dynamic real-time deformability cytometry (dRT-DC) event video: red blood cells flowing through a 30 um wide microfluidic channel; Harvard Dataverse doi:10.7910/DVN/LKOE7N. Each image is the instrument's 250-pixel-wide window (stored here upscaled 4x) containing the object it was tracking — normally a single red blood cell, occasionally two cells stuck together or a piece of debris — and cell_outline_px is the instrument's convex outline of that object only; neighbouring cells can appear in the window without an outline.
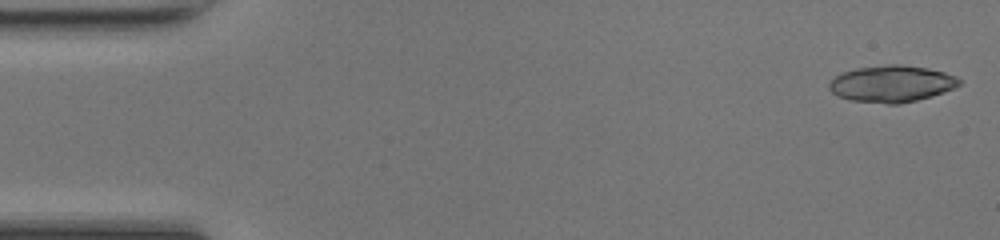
{"species": "common noctule bat (a hibernating species)", "species_latin": "Nyctalus noctula", "temperature_condition": "room temperature", "stored_images_in_passage": 47, "camera_frame_rate_fps": 3000, "um_per_image_px": 0.085, "animal": {"sex": "female", "body_mass_g": 17.0, "forearm_length_mm": 48.0}, "frame": {"image": 1, "passage_image": 1, "time_ms": 0.0, "image_size_px": [1000, 240], "cell_outline_px": [[960, 84], [952, 88], [916, 100], [896, 104], [888, 104], [852, 100], [840, 96], [832, 92], [828, 88], [828, 84], [836, 76], [844, 72], [856, 68], [888, 64], [900, 64], [928, 68], [944, 72], [956, 76], [960, 80]], "centroid_in_image_um": [75.77, 7.1], "position_along_channel_um": 9.2, "area_um2": 27.34}}
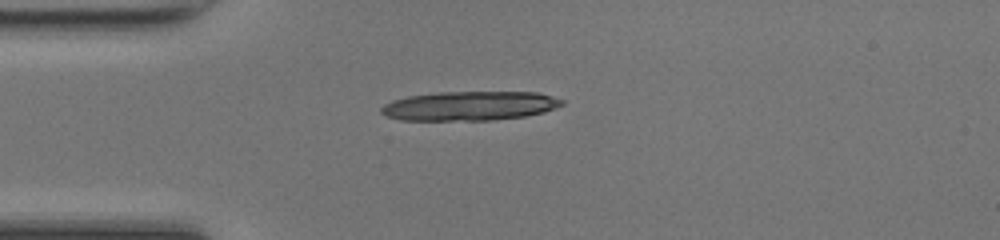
{"frame": {"image": 2, "passage_image": 12, "time_ms": 3.667, "image_size_px": [1000, 240], "cell_outline_px": [[564, 104], [556, 108], [544, 112], [524, 116], [492, 120], [400, 120], [388, 116], [380, 112], [380, 108], [384, 104], [392, 100], [408, 96], [436, 92], [536, 92], [552, 96], [564, 100]], "centroid_in_image_um": [39.92, 9.0], "position_along_channel_um": 45.1, "area_um2": 30.87}, "authors_computed_cell_mechanics": {"area_um2": 28.7844, "velocity_mm_per_s": 4.2818, "shape_relaxation_time_tau1_ms": 5.3723, "shape_relaxation_time_tau2_ms": null, "deformation_change_tau1": 0.4458, "deformation_change_tau2": null}}